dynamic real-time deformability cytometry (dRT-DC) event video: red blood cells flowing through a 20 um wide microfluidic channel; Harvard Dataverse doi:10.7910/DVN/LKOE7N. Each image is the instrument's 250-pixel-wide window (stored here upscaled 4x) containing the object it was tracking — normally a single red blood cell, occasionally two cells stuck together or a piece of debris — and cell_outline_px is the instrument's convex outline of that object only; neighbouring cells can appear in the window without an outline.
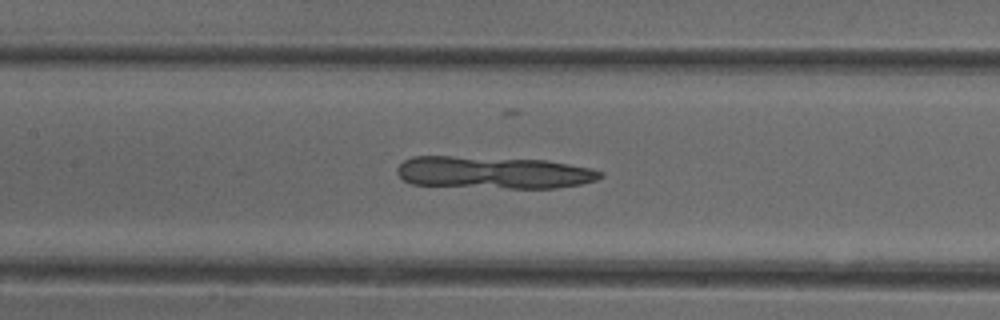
{"species": "common noctule bat (a hibernating species)", "species_latin": "Nyctalus noctula", "temperature_condition": "cold", "stored_images_in_passage": 38, "camera_frame_rate_fps": 3000, "um_per_image_px": 0.085, "animal": {"sex": "female"}, "frame": {"image": 1, "passage_image": 16, "time_ms": 5.0, "image_size_px": [1000, 320], "cell_outline_px": [[604, 176], [596, 180], [580, 184], [556, 188], [508, 188], [412, 184], [404, 180], [396, 172], [396, 168], [404, 160], [412, 156], [452, 156], [548, 160], [592, 168], [604, 172]], "centroid_in_image_um": [41.98, 14.66], "position_along_channel_um": 165.4, "area_um2": 38.32}}
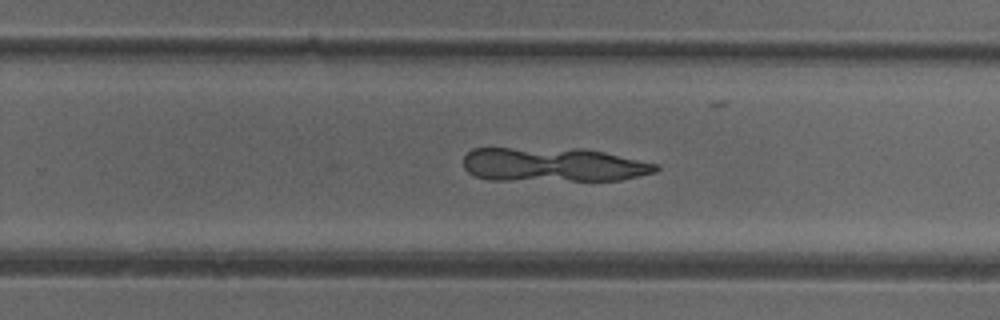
{"frame": {"image": 2, "passage_image": 25, "time_ms": 8.0, "image_size_px": [1000, 320], "cell_outline_px": [[660, 168], [656, 172], [620, 180], [492, 180], [476, 176], [468, 172], [464, 168], [464, 156], [472, 148], [584, 148], [604, 152], [660, 164]], "centroid_in_image_um": [47.04, 13.99], "position_along_channel_um": 282.8, "area_um2": 38.55}}